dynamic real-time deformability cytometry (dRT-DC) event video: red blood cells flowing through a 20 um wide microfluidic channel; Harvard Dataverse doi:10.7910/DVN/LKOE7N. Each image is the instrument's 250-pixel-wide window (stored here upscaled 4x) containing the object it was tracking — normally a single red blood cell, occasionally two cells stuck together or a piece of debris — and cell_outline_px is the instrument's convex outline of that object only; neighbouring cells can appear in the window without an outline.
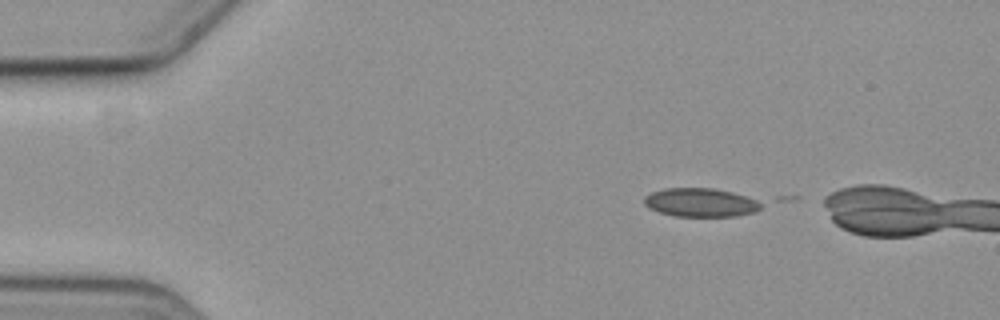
{"species": "common noctule bat (a hibernating species)", "species_latin": "Nyctalus noctula", "temperature_condition": "cold", "stored_images_in_passage": 3, "camera_frame_rate_fps": 3000, "um_per_image_px": 0.085, "animal": {"sex": "female", "body_mass_g": 19.3, "forearm_length_mm": 54.1}, "frame": {"image": 1, "passage_image": 2, "time_ms": 1.0, "image_size_px": [1000, 320], "cell_outline_px": [[760, 208], [752, 212], [736, 216], [676, 216], [660, 212], [648, 208], [644, 204], [644, 196], [652, 192], [664, 188], [712, 188], [732, 192], [756, 200], [760, 204]], "centroid_in_image_um": [59.48, 17.21], "position_along_channel_um": 25.5, "area_um2": 19.25}}